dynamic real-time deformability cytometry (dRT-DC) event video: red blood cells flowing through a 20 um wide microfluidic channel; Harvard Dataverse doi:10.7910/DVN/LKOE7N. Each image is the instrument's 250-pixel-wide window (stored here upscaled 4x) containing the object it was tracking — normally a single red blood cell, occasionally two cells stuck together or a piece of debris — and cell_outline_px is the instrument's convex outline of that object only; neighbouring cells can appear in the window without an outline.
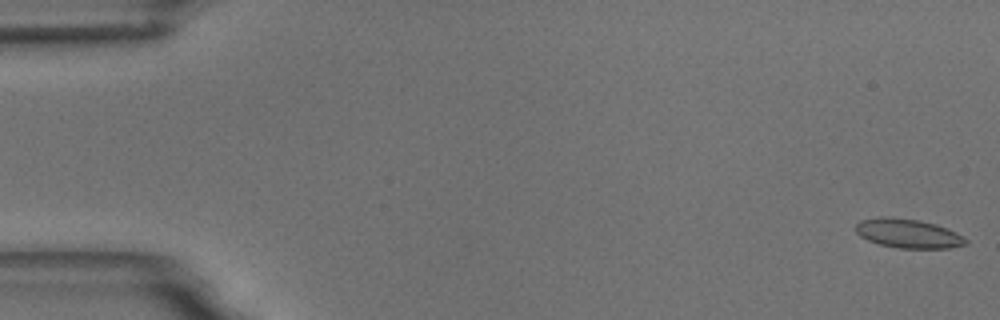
{"species": "common noctule bat (a hibernating species)", "species_latin": "Nyctalus noctula", "temperature_condition": "room temperature", "stored_images_in_passage": 56, "camera_frame_rate_fps": 3000, "um_per_image_px": 0.085, "animal": {"sex": "male", "body_mass_g": 18.8}, "frame": {"image": 1, "passage_image": 1, "time_ms": 0.0, "image_size_px": [1000, 320], "cell_outline_px": [[968, 244], [948, 248], [900, 248], [880, 244], [868, 240], [860, 236], [856, 232], [856, 224], [860, 220], [880, 216], [892, 216], [920, 220], [936, 224], [948, 228], [956, 232], [968, 240]], "centroid_in_image_um": [77.2, 19.82], "position_along_channel_um": 7.8, "area_um2": 18.84}}
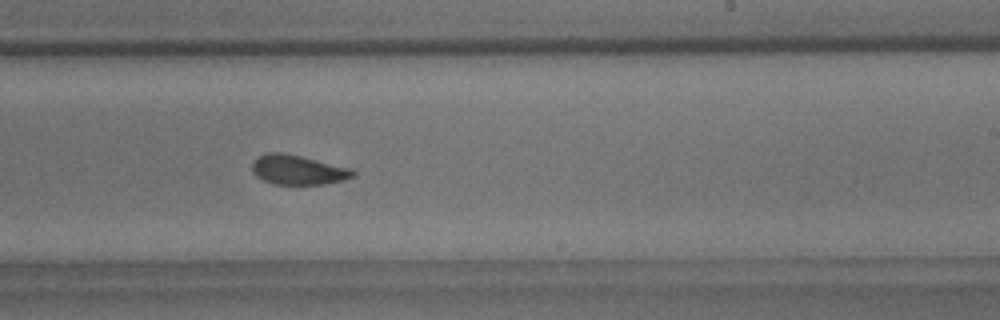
{"frame": {"image": 2, "passage_image": 34, "time_ms": 11.0, "image_size_px": [1000, 320], "cell_outline_px": [[356, 176], [344, 180], [324, 184], [272, 184], [256, 176], [252, 172], [252, 164], [260, 156], [268, 152], [284, 152], [352, 168], [356, 172]], "centroid_in_image_um": [25.36, 14.44], "position_along_channel_um": 263.6, "area_um2": 17.46}}
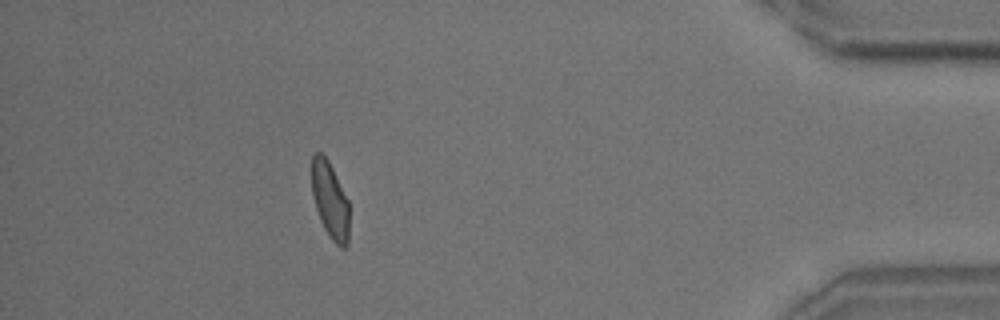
{"frame": {"image": 3, "passage_image": 50, "time_ms": 16.333, "image_size_px": [1000, 320], "cell_outline_px": [[348, 244], [344, 248], [340, 248], [328, 236], [320, 220], [316, 208], [312, 192], [312, 156], [316, 152], [320, 152], [328, 160], [348, 200]], "centroid_in_image_um": [28.05, 17.05], "position_along_channel_um": 407.2, "area_um2": 16.53}, "authors_computed_cell_mechanics": {"area_um2": 17.918, "velocity_mm_per_s": 3.6356, "shape_relaxation_time_tau1_ms": 6.4125, "shape_relaxation_time_tau2_ms": 1.4955, "deformation_change_tau1": 0.1442, "deformation_change_tau2": 0.07}}